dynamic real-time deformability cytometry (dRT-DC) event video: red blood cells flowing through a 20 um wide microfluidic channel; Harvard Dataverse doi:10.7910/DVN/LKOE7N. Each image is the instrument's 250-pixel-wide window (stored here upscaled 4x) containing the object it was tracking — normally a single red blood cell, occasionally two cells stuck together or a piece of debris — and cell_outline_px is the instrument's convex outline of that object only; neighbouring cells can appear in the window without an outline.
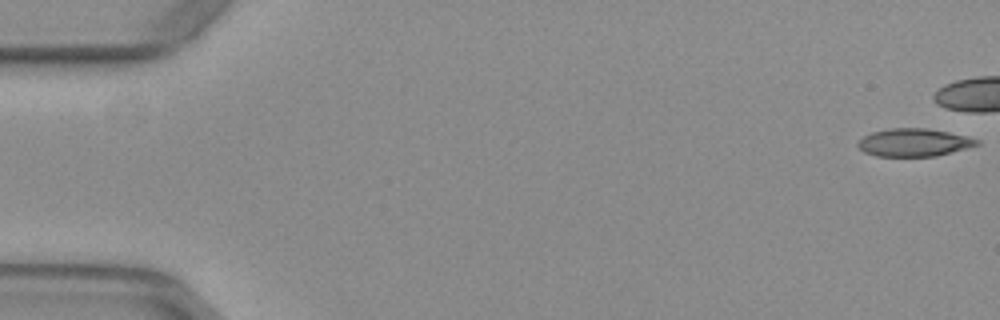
{"species": "common noctule bat (a hibernating species)", "species_latin": "Nyctalus noctula", "temperature_condition": "warm", "stored_images_in_passage": 16, "camera_frame_rate_fps": 3000, "um_per_image_px": 0.085, "animal": {"sex": "female", "body_mass_g": 29.2, "forearm_length_mm": 56.3}, "frame": {"image": 1, "passage_image": 1, "time_ms": 0.0, "image_size_px": [1000, 320], "cell_outline_px": [[980, 144], [936, 156], [876, 156], [864, 152], [856, 144], [864, 136], [872, 132], [888, 128], [928, 128], [968, 136], [980, 140]], "centroid_in_image_um": [77.68, 12.1], "position_along_channel_um": 7.3, "area_um2": 19.25}}